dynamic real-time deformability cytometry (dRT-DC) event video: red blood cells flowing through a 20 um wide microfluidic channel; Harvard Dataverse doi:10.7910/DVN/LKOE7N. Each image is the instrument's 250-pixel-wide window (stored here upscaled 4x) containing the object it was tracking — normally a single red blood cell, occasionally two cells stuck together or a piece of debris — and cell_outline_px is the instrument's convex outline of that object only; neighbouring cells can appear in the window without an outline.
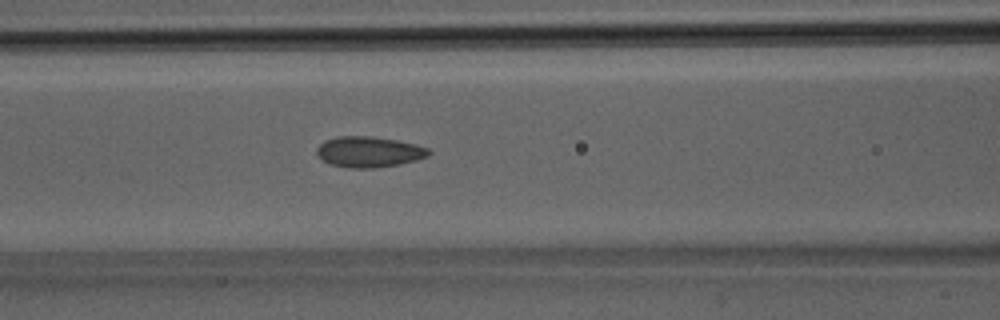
{"species": "Egyptian fruit bat (a non-hibernating species)", "species_latin": "Rousettus aegyptiacus", "temperature_condition": "room temperature", "stored_images_in_passage": 30, "camera_frame_rate_fps": 3000, "um_per_image_px": 0.085, "animal": {"sex": "male"}, "frame": {"image": 1, "passage_image": 9, "time_ms": 2.667, "image_size_px": [1000, 320], "cell_outline_px": [[432, 152], [428, 156], [416, 160], [396, 164], [372, 168], [348, 168], [328, 164], [316, 152], [316, 148], [324, 140], [336, 136], [372, 136], [396, 140], [416, 144], [428, 148]], "centroid_in_image_um": [31.34, 12.9], "position_along_channel_um": 135.3, "area_um2": 20.06}}
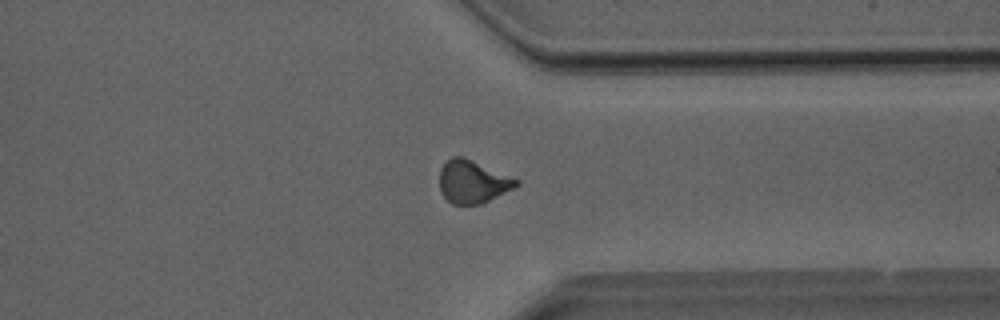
{"frame": {"image": 2, "passage_image": 22, "time_ms": 7.0, "image_size_px": [1000, 320], "cell_outline_px": [[520, 184], [480, 204], [452, 204], [440, 192], [440, 168], [452, 156], [460, 156], [520, 180]], "centroid_in_image_um": [40.14, 15.45], "position_along_channel_um": 371.3, "area_um2": 18.61}}
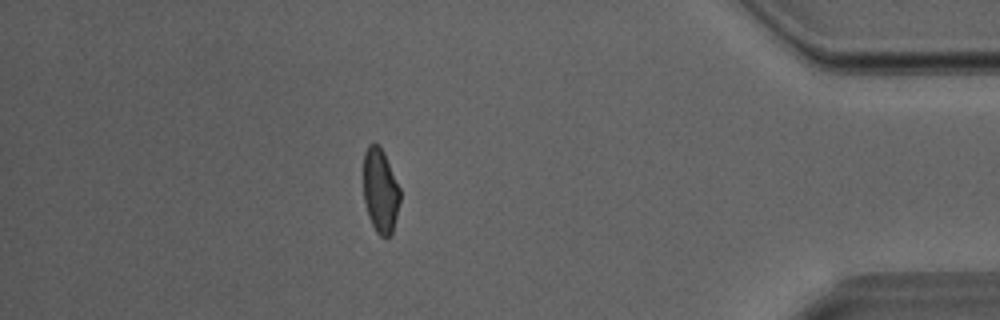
{"frame": {"image": 3, "passage_image": 26, "time_ms": 8.333, "image_size_px": [1000, 320], "cell_outline_px": [[400, 200], [392, 236], [380, 236], [376, 232], [368, 216], [364, 200], [364, 152], [368, 144], [380, 144], [384, 152], [400, 188]], "centroid_in_image_um": [32.33, 16.21], "position_along_channel_um": 402.9, "area_um2": 18.09}}